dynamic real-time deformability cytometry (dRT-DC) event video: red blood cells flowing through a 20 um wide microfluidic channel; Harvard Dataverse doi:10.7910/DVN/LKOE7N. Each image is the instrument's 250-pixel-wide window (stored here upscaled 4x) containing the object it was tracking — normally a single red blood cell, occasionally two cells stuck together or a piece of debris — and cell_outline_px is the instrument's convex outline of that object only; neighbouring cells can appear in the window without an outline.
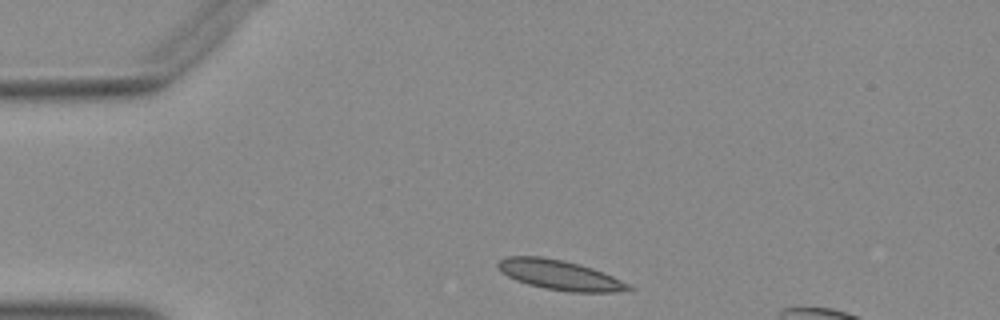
{"species": "Egyptian fruit bat (a non-hibernating species)", "species_latin": "Rousettus aegyptiacus", "temperature_condition": "warm", "stored_images_in_passage": 2, "camera_frame_rate_fps": 3000, "um_per_image_px": 0.085, "animal": {"sex": "female"}, "frame": {"image": 1, "passage_image": 1, "time_ms": 0.0, "image_size_px": [1000, 320], "cell_outline_px": [[636, 288], [612, 292], [568, 292], [544, 288], [528, 284], [516, 280], [500, 272], [496, 264], [500, 260], [508, 256], [540, 256], [564, 260], [580, 264], [604, 272]], "centroid_in_image_um": [47.55, 23.37], "position_along_channel_um": 37.5, "area_um2": 22.66}}